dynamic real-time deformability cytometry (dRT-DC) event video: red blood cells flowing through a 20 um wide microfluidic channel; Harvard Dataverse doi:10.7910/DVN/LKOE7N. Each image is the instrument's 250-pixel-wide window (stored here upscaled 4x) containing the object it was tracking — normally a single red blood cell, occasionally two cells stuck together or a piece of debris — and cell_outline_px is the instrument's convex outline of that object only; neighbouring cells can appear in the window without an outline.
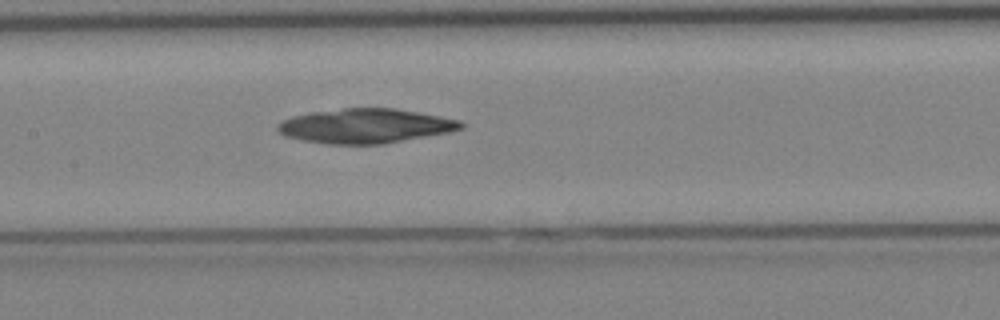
{"species": "Egyptian fruit bat (a non-hibernating species)", "species_latin": "Rousettus aegyptiacus", "temperature_condition": "cold", "stored_images_in_passage": 35, "camera_frame_rate_fps": 3000, "um_per_image_px": 0.085, "animal": {"sex": "female"}, "frame": {"image": 1, "passage_image": 14, "time_ms": 4.333, "image_size_px": [1000, 320], "cell_outline_px": [[464, 128], [448, 132], [384, 144], [324, 144], [300, 140], [284, 136], [276, 128], [276, 124], [292, 116], [312, 112], [344, 108], [392, 108], [416, 112], [460, 120], [464, 124]], "centroid_in_image_um": [31.01, 10.71], "position_along_channel_um": 176.4, "area_um2": 36.76}}
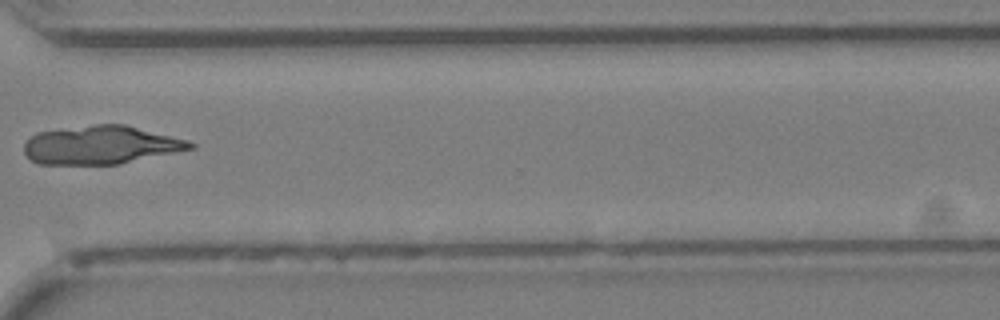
{"frame": {"image": 2, "passage_image": 25, "time_ms": 8.0, "image_size_px": [1000, 320], "cell_outline_px": [[196, 148], [120, 164], [36, 164], [24, 152], [24, 144], [28, 136], [36, 132], [96, 124], [124, 124], [188, 140], [196, 144]], "centroid_in_image_um": [8.57, 12.32], "position_along_channel_um": 362.0, "area_um2": 37.28}}
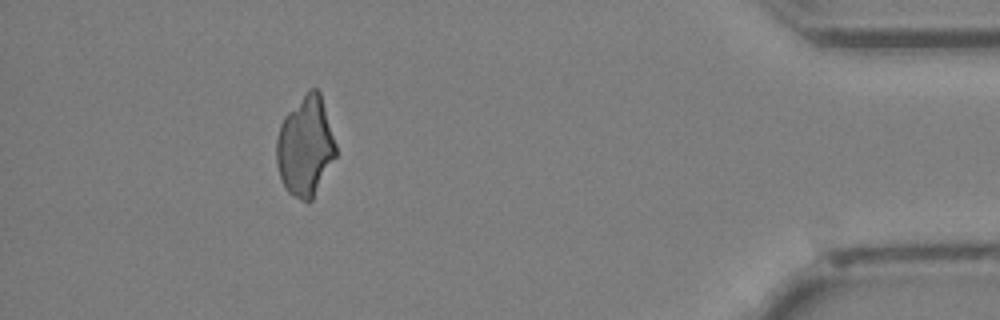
{"frame": {"image": 3, "passage_image": 31, "time_ms": 10.0, "image_size_px": [1000, 320], "cell_outline_px": [[336, 156], [312, 200], [300, 200], [292, 196], [284, 188], [276, 164], [276, 140], [280, 124], [284, 116], [308, 88], [316, 88], [320, 92], [336, 144]], "centroid_in_image_um": [25.94, 12.43], "position_along_channel_um": 409.3, "area_um2": 34.62}}